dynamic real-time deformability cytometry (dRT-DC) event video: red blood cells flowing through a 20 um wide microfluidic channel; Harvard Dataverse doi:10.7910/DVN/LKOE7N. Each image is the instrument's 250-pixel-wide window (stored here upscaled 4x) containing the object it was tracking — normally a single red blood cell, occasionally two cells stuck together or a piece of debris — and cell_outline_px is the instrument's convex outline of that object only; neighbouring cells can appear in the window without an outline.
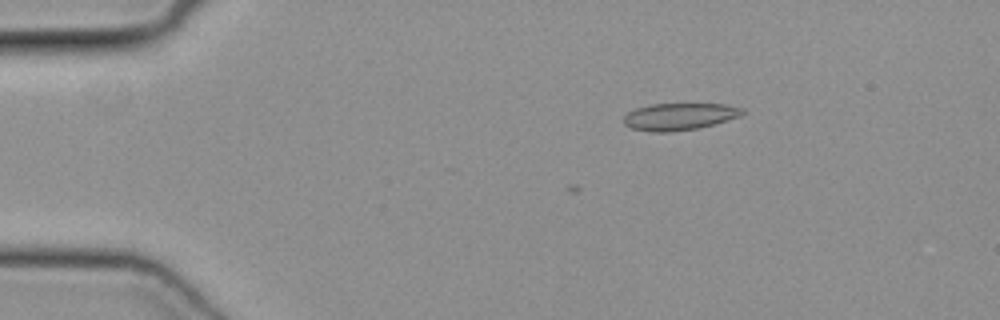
{"species": "common noctule bat (a hibernating species)", "species_latin": "Nyctalus noctula", "temperature_condition": "cold", "stored_images_in_passage": 5, "camera_frame_rate_fps": 3000, "um_per_image_px": 0.085, "animal": {"sex": "female", "body_mass_g": 19.3, "forearm_length_mm": 54.1}, "frame": {"image": 1, "passage_image": 5, "time_ms": 1.333, "image_size_px": [1000, 320], "cell_outline_px": [[744, 112], [740, 116], [712, 124], [696, 128], [668, 132], [652, 132], [632, 128], [624, 124], [624, 116], [628, 112], [636, 108], [648, 104], [724, 104], [744, 108]], "centroid_in_image_um": [57.72, 9.9], "position_along_channel_um": 27.3, "area_um2": 18.5}}